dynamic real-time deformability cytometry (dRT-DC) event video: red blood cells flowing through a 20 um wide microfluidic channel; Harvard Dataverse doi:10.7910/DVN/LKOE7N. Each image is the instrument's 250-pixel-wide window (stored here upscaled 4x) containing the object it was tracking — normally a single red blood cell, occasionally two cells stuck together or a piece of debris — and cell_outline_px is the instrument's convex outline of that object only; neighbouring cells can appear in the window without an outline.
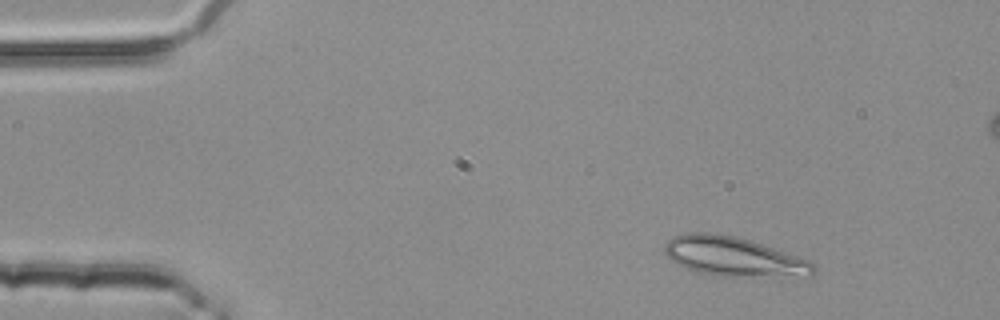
{"species": "common noctule bat (a hibernating species)", "species_latin": "Nyctalus noctula", "temperature_condition": "room temperature", "stored_images_in_passage": 50, "camera_frame_rate_fps": 3000, "um_per_image_px": 0.085, "animal": {"sex": "female", "body_mass_g": 25.1}, "frame": {"image": 1, "passage_image": 6, "time_ms": 1.667, "image_size_px": [1000, 320], "cell_outline_px": [[816, 268], [812, 276], [724, 276], [696, 272], [684, 268], [672, 260], [664, 252], [664, 244], [672, 236], [684, 232], [708, 232], [732, 236], [748, 240], [808, 260]], "centroid_in_image_um": [62.29, 21.81], "position_along_channel_um": 22.7, "area_um2": 33.76}}
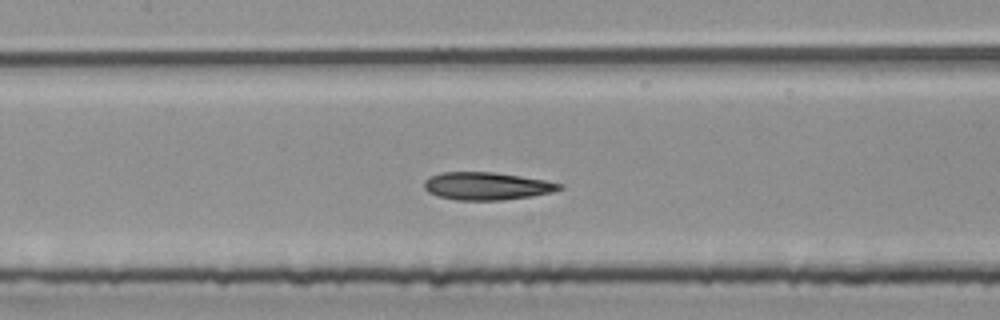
{"frame": {"image": 2, "passage_image": 24, "time_ms": 7.667, "image_size_px": [1000, 320], "cell_outline_px": [[564, 188], [552, 192], [532, 196], [500, 200], [456, 200], [436, 196], [428, 192], [424, 188], [424, 180], [428, 176], [440, 172], [492, 172], [548, 180], [564, 184]], "centroid_in_image_um": [41.37, 15.81], "position_along_channel_um": 166.0, "area_um2": 22.08}}
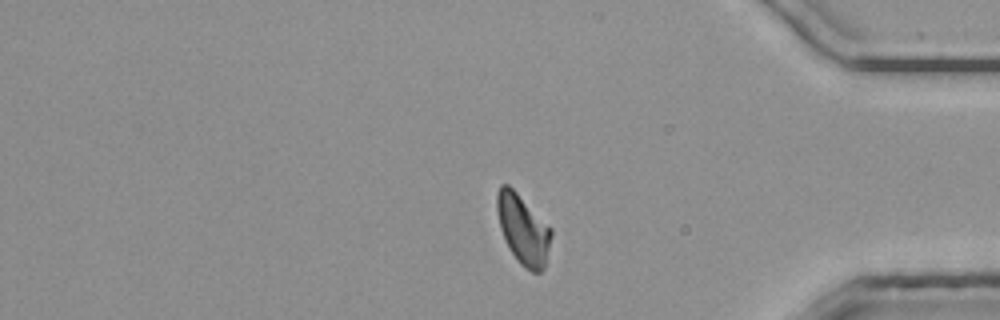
{"frame": {"image": 3, "passage_image": 44, "time_ms": 14.333, "image_size_px": [1000, 320], "cell_outline_px": [[552, 232], [544, 268], [540, 272], [532, 272], [524, 268], [516, 260], [508, 248], [500, 228], [496, 208], [496, 192], [500, 184], [508, 184], [552, 228]], "centroid_in_image_um": [44.43, 19.5], "position_along_channel_um": 390.8, "area_um2": 22.02}, "authors_computed_cell_mechanics": {"area_um2": 22.0507, "velocity_mm_per_s": 3.757, "shape_relaxation_time_tau1_ms": 6.1721, "shape_relaxation_time_tau2_ms": 1.4882, "deformation_change_tau1": 0.1851, "deformation_change_tau2": 0.0804}}